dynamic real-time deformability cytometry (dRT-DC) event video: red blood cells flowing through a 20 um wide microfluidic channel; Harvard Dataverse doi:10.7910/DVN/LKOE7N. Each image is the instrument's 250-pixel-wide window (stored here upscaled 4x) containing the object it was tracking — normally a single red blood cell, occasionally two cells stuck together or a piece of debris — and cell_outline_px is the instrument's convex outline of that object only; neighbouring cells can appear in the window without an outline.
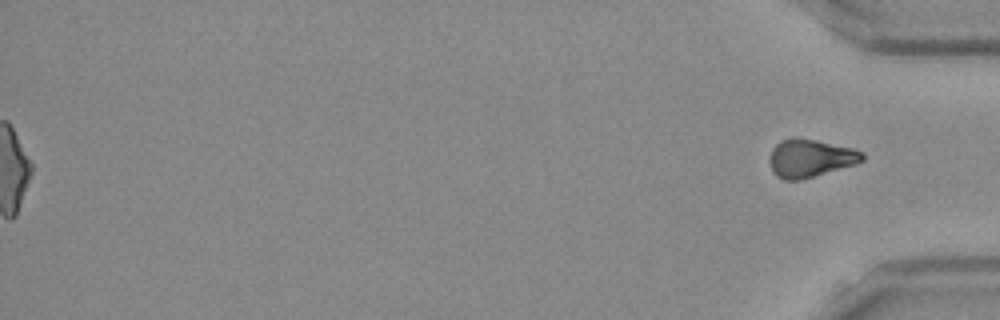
{"species": "Egyptian fruit bat (a non-hibernating species)", "species_latin": "Rousettus aegyptiacus", "temperature_condition": "room temperature", "stored_images_in_passage": 50, "segment_of_instrument_passage": [2, 2], "camera_frame_rate_fps": 3000, "um_per_image_px": 0.085, "frame": {"image": 1, "passage_image": 50, "time_ms": 16.333, "image_size_px": [1000, 320], "cell_outline_px": [[864, 160], [856, 164], [800, 180], [784, 180], [776, 176], [768, 160], [772, 148], [780, 140], [792, 136], [796, 136], [816, 140], [852, 148], [864, 152]], "centroid_in_image_um": [68.85, 13.43], "position_along_channel_um": 366.4, "area_um2": 20.69}}